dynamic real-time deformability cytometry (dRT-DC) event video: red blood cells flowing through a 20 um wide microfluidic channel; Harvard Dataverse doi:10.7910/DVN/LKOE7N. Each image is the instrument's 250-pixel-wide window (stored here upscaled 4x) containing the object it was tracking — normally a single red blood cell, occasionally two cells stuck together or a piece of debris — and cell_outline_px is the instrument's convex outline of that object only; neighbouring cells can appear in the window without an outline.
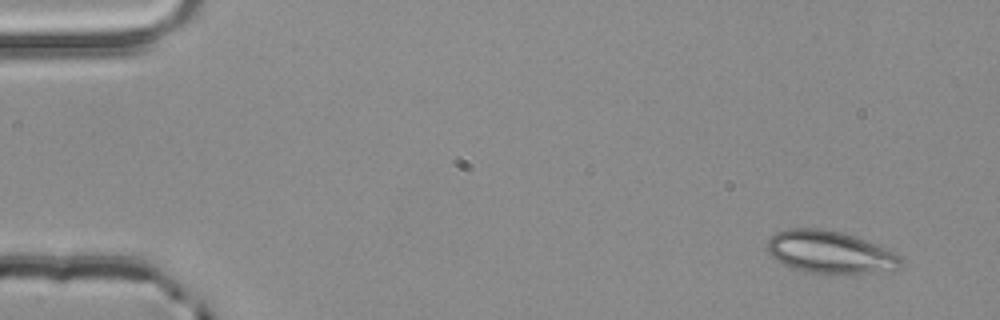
{"species": "common noctule bat (a hibernating species)", "species_latin": "Nyctalus noctula", "temperature_condition": "room temperature", "stored_images_in_passage": 3, "camera_frame_rate_fps": 3000, "um_per_image_px": 0.085, "animal": {"sex": "male", "body_mass_g": 20.4}, "frame": {"image": 1, "passage_image": 1, "time_ms": 0.0, "image_size_px": [1000, 320], "cell_outline_px": [[904, 264], [896, 268], [872, 272], [804, 272], [792, 268], [776, 260], [768, 252], [768, 240], [776, 232], [788, 228], [820, 228], [840, 232], [856, 236], [884, 248], [900, 256]], "centroid_in_image_um": [70.5, 21.4], "position_along_channel_um": 14.5, "area_um2": 32.37}}